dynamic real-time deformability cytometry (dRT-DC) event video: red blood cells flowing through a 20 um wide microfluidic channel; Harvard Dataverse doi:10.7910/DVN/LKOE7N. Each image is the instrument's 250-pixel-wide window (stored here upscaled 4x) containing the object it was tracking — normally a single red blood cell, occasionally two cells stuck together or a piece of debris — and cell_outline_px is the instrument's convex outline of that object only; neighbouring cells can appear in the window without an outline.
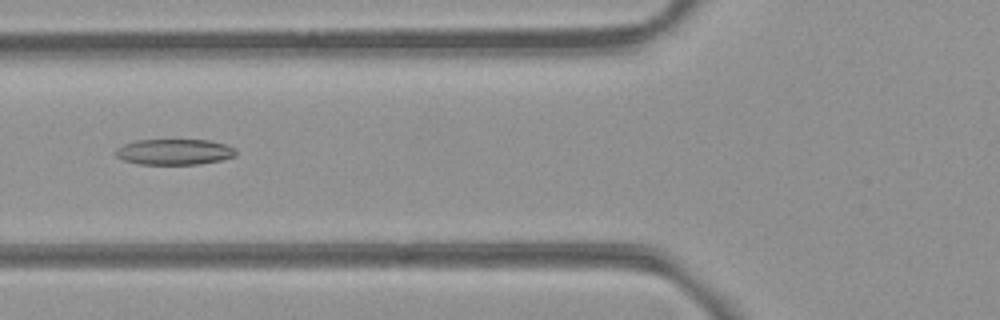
{"species": "common noctule bat (a hibernating species)", "species_latin": "Nyctalus noctula", "temperature_condition": "room temperature", "stored_images_in_passage": 49, "camera_frame_rate_fps": 3000, "um_per_image_px": 0.085, "animal": {"sex": "female", "body_mass_g": 21.9}, "frame": {"image": 1, "passage_image": 16, "time_ms": 5.0, "image_size_px": [1000, 320], "cell_outline_px": [[236, 156], [220, 160], [200, 164], [140, 164], [124, 160], [116, 156], [116, 148], [124, 144], [136, 140], [208, 140], [224, 144], [236, 148]], "centroid_in_image_um": [14.83, 12.91], "position_along_channel_um": 111.0, "area_um2": 17.98}}
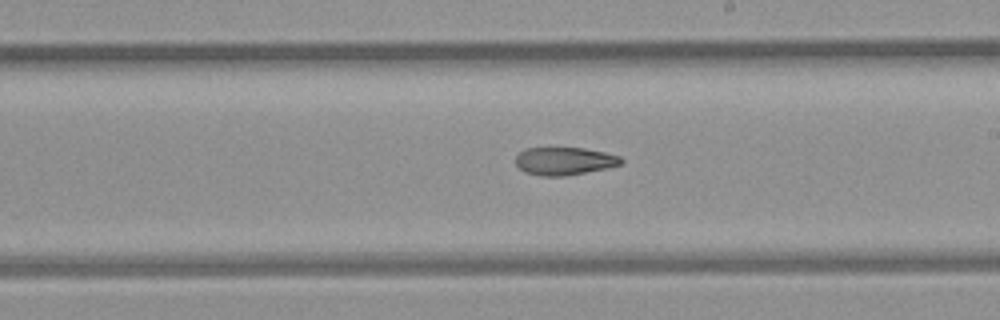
{"frame": {"image": 2, "passage_image": 26, "time_ms": 8.333, "image_size_px": [1000, 320], "cell_outline_px": [[624, 160], [620, 164], [608, 168], [564, 176], [544, 176], [524, 172], [516, 164], [516, 156], [524, 148], [584, 148], [604, 152], [620, 156]], "centroid_in_image_um": [47.97, 13.69], "position_along_channel_um": 241.0, "area_um2": 17.05}}
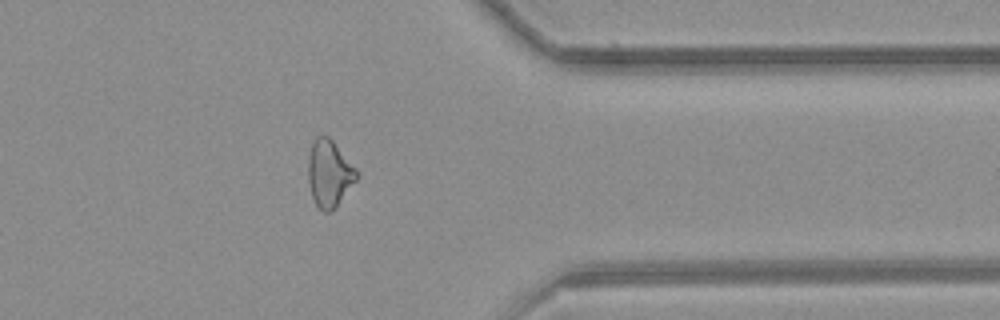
{"frame": {"image": 3, "passage_image": 38, "time_ms": 12.333, "image_size_px": [1000, 320], "cell_outline_px": [[360, 176], [332, 212], [324, 212], [316, 208], [308, 184], [308, 156], [312, 144], [316, 136], [328, 136], [332, 140], [356, 168]], "centroid_in_image_um": [27.98, 14.79], "position_along_channel_um": 383.4, "area_um2": 19.13}}